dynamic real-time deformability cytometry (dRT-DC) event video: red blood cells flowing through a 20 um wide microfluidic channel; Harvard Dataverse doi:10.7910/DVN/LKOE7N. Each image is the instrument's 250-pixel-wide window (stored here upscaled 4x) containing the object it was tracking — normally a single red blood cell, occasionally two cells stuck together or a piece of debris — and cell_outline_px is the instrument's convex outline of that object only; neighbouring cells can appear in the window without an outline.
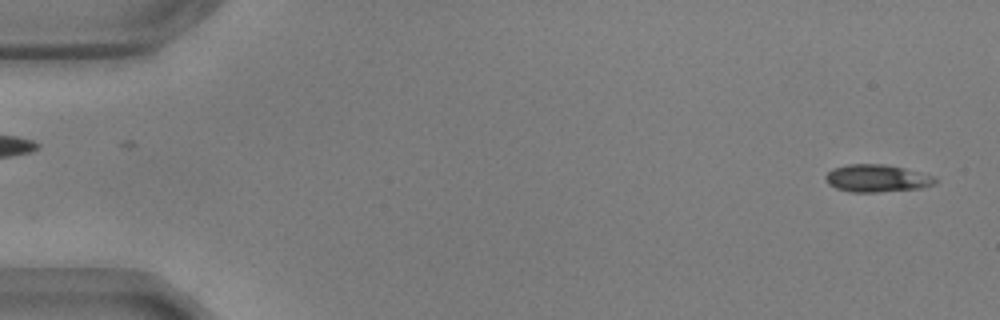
{"species": "common noctule bat (a hibernating species)", "species_latin": "Nyctalus noctula", "temperature_condition": "warm", "stored_images_in_passage": 55, "camera_frame_rate_fps": 3000, "um_per_image_px": 0.085, "animal": {"sex": "male", "body_mass_g": 17.9, "forearm_length_mm": 54.2}, "frame": {"image": 1, "passage_image": 2, "time_ms": 0.333, "image_size_px": [1000, 320], "cell_outline_px": [[936, 184], [920, 188], [876, 192], [848, 192], [836, 188], [828, 184], [824, 176], [832, 168], [848, 164], [884, 164], [904, 168], [932, 176], [936, 180]], "centroid_in_image_um": [74.48, 15.16], "position_along_channel_um": 10.5, "area_um2": 17.46}}
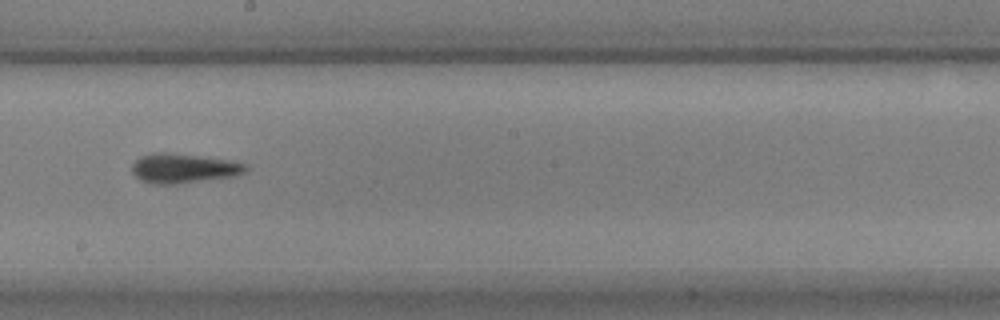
{"frame": {"image": 2, "passage_image": 31, "time_ms": 10.0, "image_size_px": [1000, 320], "cell_outline_px": [[248, 168], [244, 172], [236, 176], [176, 184], [152, 184], [140, 180], [132, 172], [132, 164], [140, 156], [152, 152], [168, 152], [208, 156], [232, 160], [248, 164]], "centroid_in_image_um": [15.62, 14.29], "position_along_channel_um": 232.6, "area_um2": 20.06}}
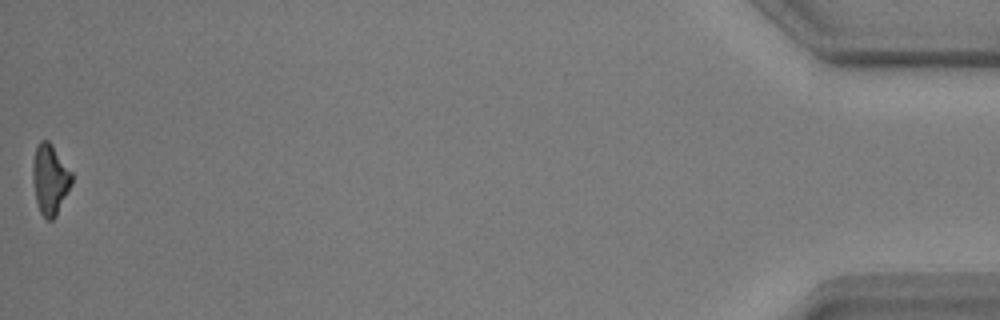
{"frame": {"image": 3, "passage_image": 55, "time_ms": 18.0, "image_size_px": [1000, 320], "cell_outline_px": [[72, 184], [56, 216], [52, 220], [48, 220], [40, 212], [36, 200], [32, 180], [32, 164], [36, 148], [40, 140], [48, 140], [52, 144], [72, 172]], "centroid_in_image_um": [4.25, 15.23], "position_along_channel_um": 430.9, "area_um2": 16.01}, "authors_computed_cell_mechanics": {"area_um2": 17.5134, "velocity_mm_per_s": 3.6489, "shape_relaxation_time_tau1_ms": 2.9876, "shape_relaxation_time_tau2_ms": 3.9737, "deformation_change_tau1": 0.1534, "deformation_change_tau2": 0.1289}}